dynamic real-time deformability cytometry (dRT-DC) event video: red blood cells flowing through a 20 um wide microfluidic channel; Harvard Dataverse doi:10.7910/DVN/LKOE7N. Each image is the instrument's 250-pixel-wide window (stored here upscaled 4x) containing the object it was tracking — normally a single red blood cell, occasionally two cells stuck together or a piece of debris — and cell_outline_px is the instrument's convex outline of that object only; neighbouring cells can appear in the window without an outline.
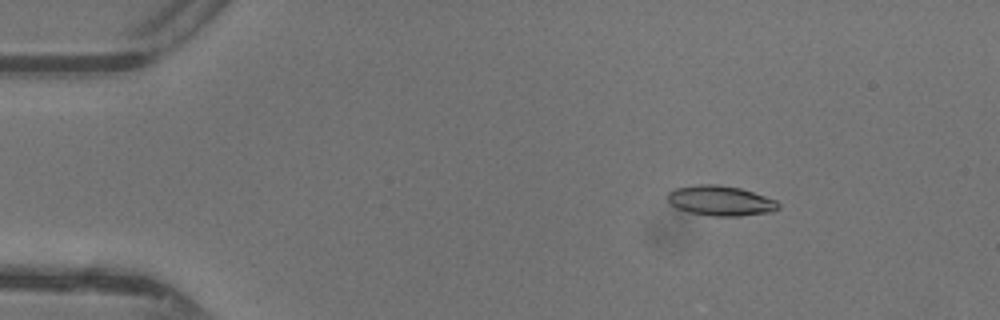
{"species": "common noctule bat (a hibernating species)", "species_latin": "Nyctalus noctula", "temperature_condition": "warm", "stored_images_in_passage": 48, "camera_frame_rate_fps": 3000, "um_per_image_px": 0.085, "animal": {"sex": "female"}, "frame": {"image": 1, "passage_image": 8, "time_ms": 2.333, "image_size_px": [1000, 320], "cell_outline_px": [[780, 208], [772, 212], [740, 216], [712, 216], [688, 212], [676, 208], [668, 200], [668, 192], [676, 188], [696, 184], [716, 184], [740, 188], [776, 200], [780, 204]], "centroid_in_image_um": [61.25, 17.06], "position_along_channel_um": 23.7, "area_um2": 19.42}}
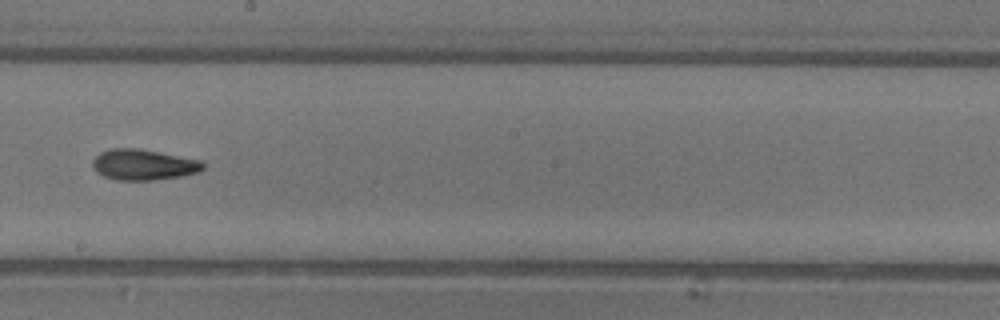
{"frame": {"image": 2, "passage_image": 28, "time_ms": 9.0, "image_size_px": [1000, 320], "cell_outline_px": [[204, 168], [200, 172], [180, 176], [152, 180], [116, 180], [104, 176], [96, 172], [92, 164], [92, 160], [100, 152], [112, 148], [136, 148], [200, 160], [204, 164]], "centroid_in_image_um": [12.17, 14.0], "position_along_channel_um": 236.0, "area_um2": 19.65}}
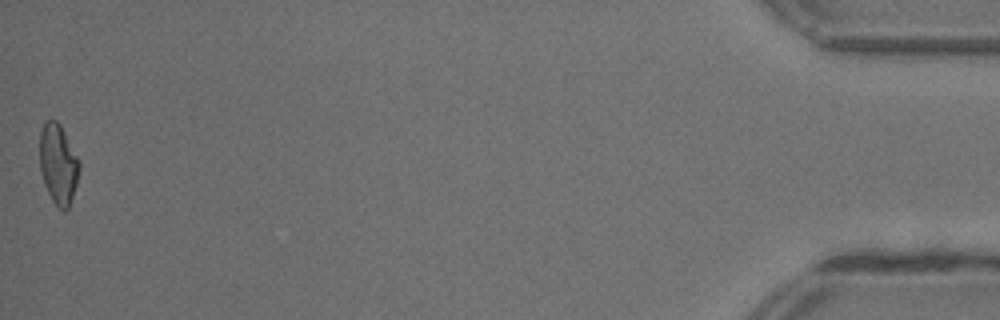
{"frame": {"image": 3, "passage_image": 48, "time_ms": 15.667, "image_size_px": [1000, 320], "cell_outline_px": [[80, 168], [76, 184], [68, 208], [64, 212], [52, 200], [44, 184], [40, 168], [40, 132], [44, 124], [48, 120], [56, 120], [60, 124], [80, 160]], "centroid_in_image_um": [4.96, 13.93], "position_along_channel_um": 430.2, "area_um2": 18.32}, "authors_computed_cell_mechanics": {"area_um2": 18.9584, "velocity_mm_per_s": 4.4109, "shape_relaxation_time_tau1_ms": 7.457, "shape_relaxation_time_tau2_ms": 2.5169, "deformation_change_tau1": 0.2241, "deformation_change_tau2": 0.1044}}